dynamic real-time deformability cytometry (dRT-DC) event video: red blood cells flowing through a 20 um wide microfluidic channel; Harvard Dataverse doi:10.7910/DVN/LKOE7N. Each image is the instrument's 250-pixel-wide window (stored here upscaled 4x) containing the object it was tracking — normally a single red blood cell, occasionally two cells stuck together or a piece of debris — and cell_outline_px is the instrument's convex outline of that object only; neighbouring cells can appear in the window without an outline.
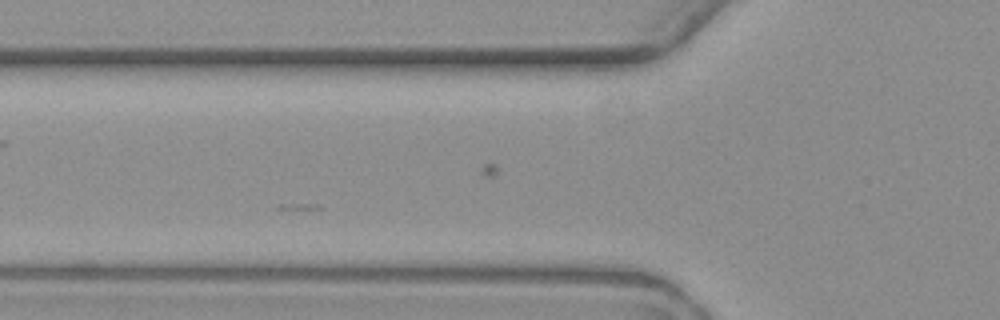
{"species": "common noctule bat (a hibernating species)", "species_latin": "Nyctalus noctula", "temperature_condition": "warm", "stored_images_in_passage": 4, "camera_frame_rate_fps": 3000, "um_per_image_px": 0.085, "animal": {"sex": "female", "body_mass_g": 19.3, "forearm_length_mm": 54.1}, "frame": {"image": 1, "passage_image": 2, "time_ms": 1.333, "image_size_px": [1000, 320], "cell_outline_px": [[224, 272], [220, 276], [184, 280], [172, 280], [124, 276], [128, 260], [204, 260]], "centroid_in_image_um": [14.59, 22.91], "position_along_channel_um": 111.2, "area_um2": 11.96}}